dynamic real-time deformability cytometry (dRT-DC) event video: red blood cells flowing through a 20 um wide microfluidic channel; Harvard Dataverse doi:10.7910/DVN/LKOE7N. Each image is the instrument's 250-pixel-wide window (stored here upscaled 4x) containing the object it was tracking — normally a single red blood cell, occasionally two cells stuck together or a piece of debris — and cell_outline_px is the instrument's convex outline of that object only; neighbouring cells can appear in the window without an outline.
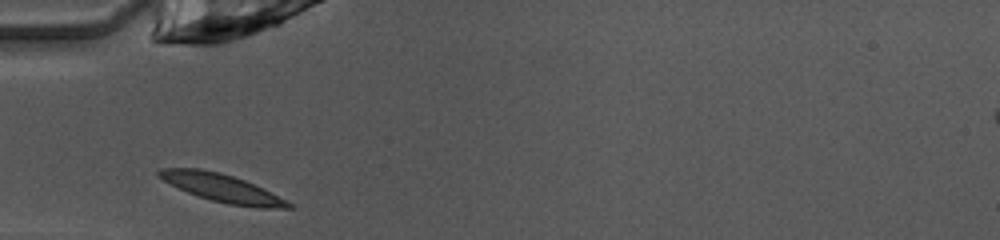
{"species": "common noctule bat (a hibernating species)", "species_latin": "Nyctalus noctula", "temperature_condition": "warm", "stored_images_in_passage": 27, "camera_frame_rate_fps": 3000, "um_per_image_px": 0.085, "animal": {"sex": "female", "body_mass_g": 10.0, "forearm_length_mm": 53.1}, "frame": {"image": 1, "passage_image": 1, "time_ms": 0.0, "image_size_px": [1000, 240], "cell_outline_px": [[292, 208], [260, 208], [228, 204], [212, 200], [188, 192], [164, 180], [156, 172], [160, 168], [200, 168], [220, 172], [244, 180], [264, 188], [292, 204]], "centroid_in_image_um": [18.89, 15.97], "position_along_channel_um": 66.1, "area_um2": 20.69}}
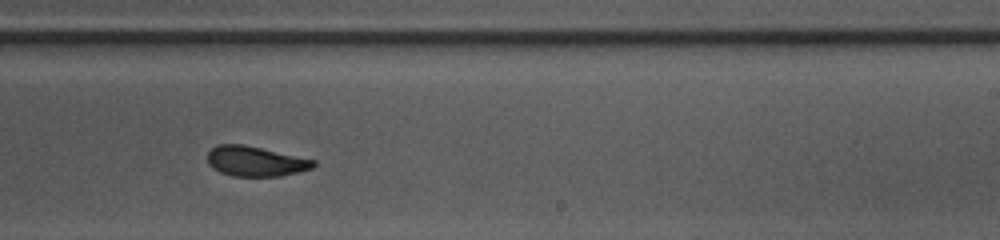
{"frame": {"image": 2, "passage_image": 16, "time_ms": 5.0, "image_size_px": [1000, 240], "cell_outline_px": [[316, 164], [312, 168], [300, 172], [280, 176], [232, 176], [220, 172], [212, 168], [208, 164], [208, 152], [216, 144], [244, 144], [316, 160]], "centroid_in_image_um": [21.71, 13.71], "position_along_channel_um": 267.3, "area_um2": 18.67}}
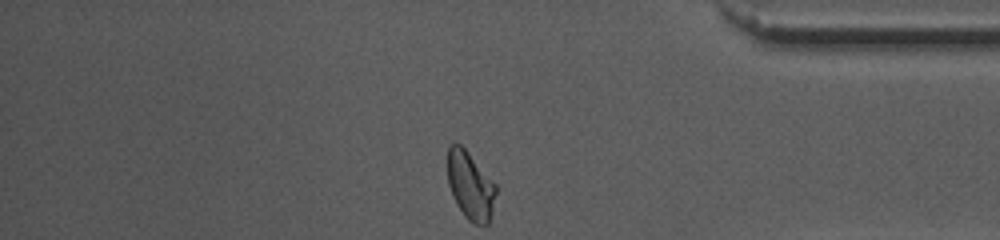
{"frame": {"image": 3, "passage_image": 27, "time_ms": 8.667, "image_size_px": [1000, 240], "cell_outline_px": [[496, 192], [492, 212], [488, 224], [472, 224], [464, 216], [456, 204], [452, 196], [448, 184], [448, 144], [456, 140], [468, 152], [496, 184]], "centroid_in_image_um": [39.96, 15.76], "position_along_channel_um": 395.2, "area_um2": 19.31}, "authors_computed_cell_mechanics": {"area_um2": 19.3052, "velocity_mm_per_s": 4.0334, "shape_relaxation_time_tau1_ms": 3.459, "shape_relaxation_time_tau2_ms": 2.1316, "deformation_change_tau1": 0.1521, "deformation_change_tau2": 0.0466}}